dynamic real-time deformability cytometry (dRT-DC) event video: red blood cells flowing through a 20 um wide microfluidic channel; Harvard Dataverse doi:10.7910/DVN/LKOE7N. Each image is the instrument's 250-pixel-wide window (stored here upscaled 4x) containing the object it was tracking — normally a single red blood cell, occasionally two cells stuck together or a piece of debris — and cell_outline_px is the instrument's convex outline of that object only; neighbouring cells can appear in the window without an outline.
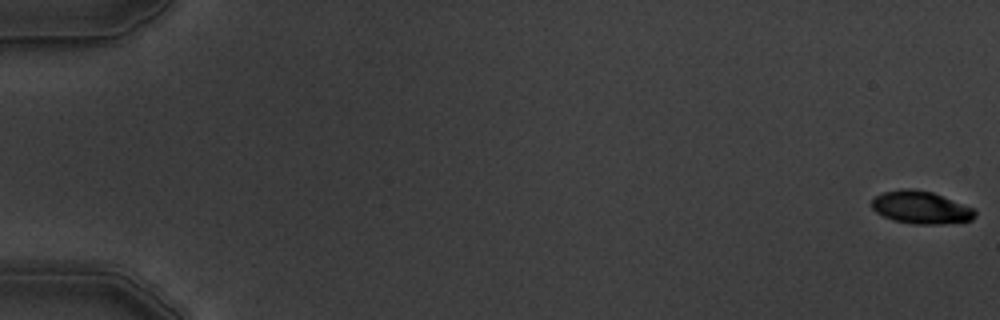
{"species": "common noctule bat (a hibernating species)", "species_latin": "Nyctalus noctula", "temperature_condition": "warm", "stored_images_in_passage": 6, "camera_frame_rate_fps": 3000, "um_per_image_px": 0.085, "animal": {"sex": "male", "body_mass_g": 19.5, "forearm_length_mm": 54.6}, "frame": {"image": 1, "passage_image": 1, "time_ms": 0.0, "image_size_px": [1000, 320], "cell_outline_px": [[976, 216], [972, 220], [944, 224], [912, 224], [892, 220], [876, 212], [872, 208], [872, 200], [876, 196], [884, 192], [904, 188], [912, 188], [932, 192], [972, 208], [976, 212]], "centroid_in_image_um": [78.26, 17.64], "position_along_channel_um": 6.7, "area_um2": 19.54}}